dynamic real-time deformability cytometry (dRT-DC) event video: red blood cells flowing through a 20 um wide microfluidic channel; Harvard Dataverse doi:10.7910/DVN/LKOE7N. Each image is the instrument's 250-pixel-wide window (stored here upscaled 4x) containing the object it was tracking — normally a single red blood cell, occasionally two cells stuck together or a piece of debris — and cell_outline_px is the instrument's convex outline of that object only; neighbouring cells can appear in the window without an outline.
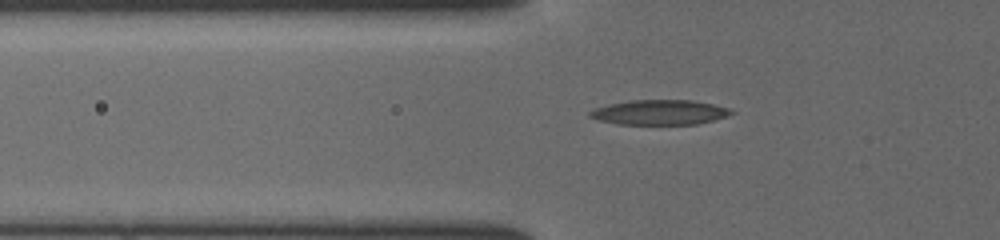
{"species": "common noctule bat (a hibernating species)", "species_latin": "Nyctalus noctula", "temperature_condition": "cold", "stored_images_in_passage": 40, "camera_frame_rate_fps": 3000, "um_per_image_px": 0.085, "animal": {"sex": "female", "body_mass_g": 19.5, "forearm_length_mm": 54.1}, "frame": {"image": 1, "passage_image": 9, "time_ms": 2.667, "image_size_px": [1000, 240], "cell_outline_px": [[736, 112], [712, 120], [696, 124], [620, 124], [600, 120], [588, 116], [588, 112], [592, 108], [608, 104], [632, 100], [692, 100], [712, 104], [728, 108]], "centroid_in_image_um": [56.02, 9.54], "position_along_channel_um": 69.8, "area_um2": 20.35}}
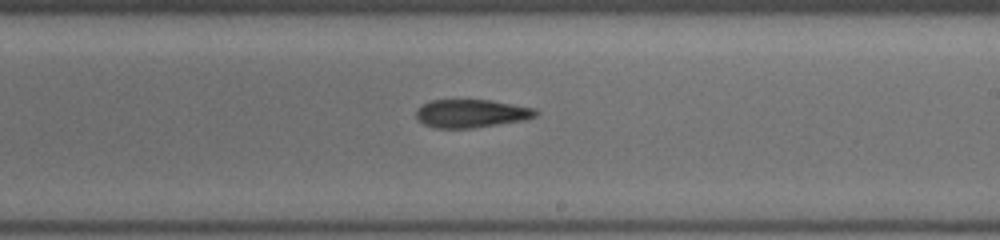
{"frame": {"image": 2, "passage_image": 22, "time_ms": 7.0, "image_size_px": [1000, 240], "cell_outline_px": [[540, 112], [536, 116], [524, 120], [500, 124], [472, 128], [436, 128], [424, 124], [416, 116], [416, 108], [432, 100], [492, 100], [536, 108]], "centroid_in_image_um": [40.1, 9.64], "position_along_channel_um": 248.9, "area_um2": 19.71}}
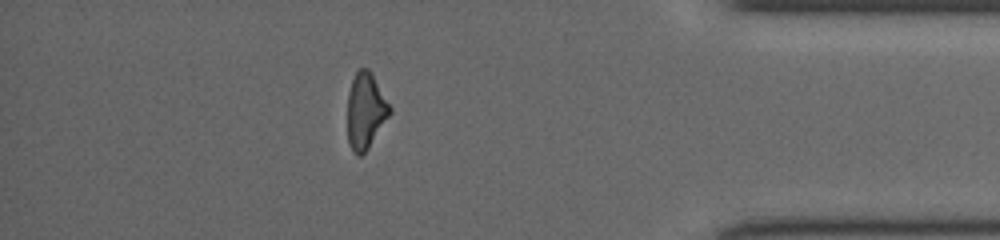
{"frame": {"image": 3, "passage_image": 35, "time_ms": 11.333, "image_size_px": [1000, 240], "cell_outline_px": [[392, 112], [368, 148], [360, 156], [356, 156], [352, 152], [348, 140], [348, 92], [352, 80], [356, 72], [360, 68], [368, 68], [392, 108]], "centroid_in_image_um": [31.07, 9.44], "position_along_channel_um": 404.1, "area_um2": 18.61}}